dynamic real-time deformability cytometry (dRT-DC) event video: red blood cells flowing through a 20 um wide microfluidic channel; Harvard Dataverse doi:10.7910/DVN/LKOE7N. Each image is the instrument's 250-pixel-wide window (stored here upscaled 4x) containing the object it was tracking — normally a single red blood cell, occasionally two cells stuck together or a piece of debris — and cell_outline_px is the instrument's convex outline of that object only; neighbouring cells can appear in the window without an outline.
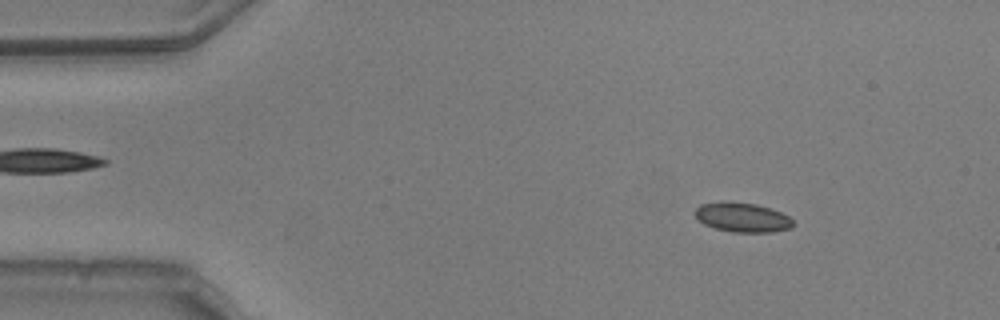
{"species": "common noctule bat (a hibernating species)", "species_latin": "Nyctalus noctula", "temperature_condition": "warm", "stored_images_in_passage": 53, "camera_frame_rate_fps": 3000, "um_per_image_px": 0.085, "animal": {"sex": "male", "body_mass_g": 20.5, "forearm_length_mm": 52.5}, "frame": {"image": 1, "passage_image": 7, "time_ms": 2.0, "image_size_px": [1000, 320], "cell_outline_px": [[796, 224], [792, 228], [772, 232], [732, 232], [716, 228], [704, 224], [692, 212], [700, 204], [720, 200], [724, 200], [756, 204], [780, 212], [788, 216]], "centroid_in_image_um": [63.08, 18.46], "position_along_channel_um": 21.9, "area_um2": 17.05}}
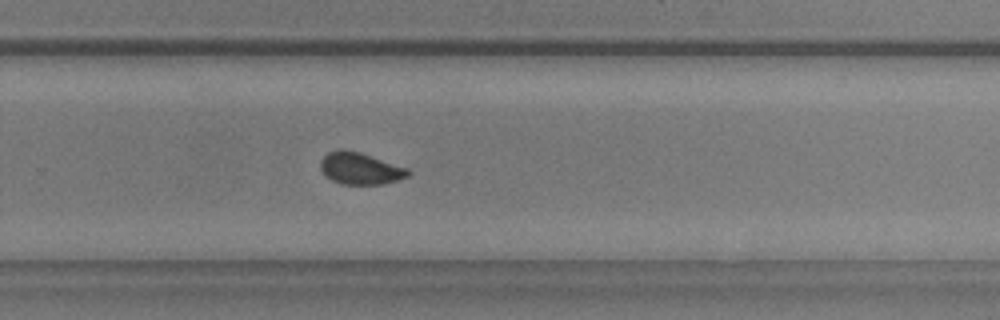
{"frame": {"image": 2, "passage_image": 35, "time_ms": 11.333, "image_size_px": [1000, 320], "cell_outline_px": [[412, 172], [408, 176], [384, 184], [340, 184], [332, 180], [320, 168], [320, 160], [328, 152], [340, 148], [344, 148], [360, 152], [408, 168]], "centroid_in_image_um": [30.62, 14.3], "position_along_channel_um": 299.2, "area_um2": 16.3}}
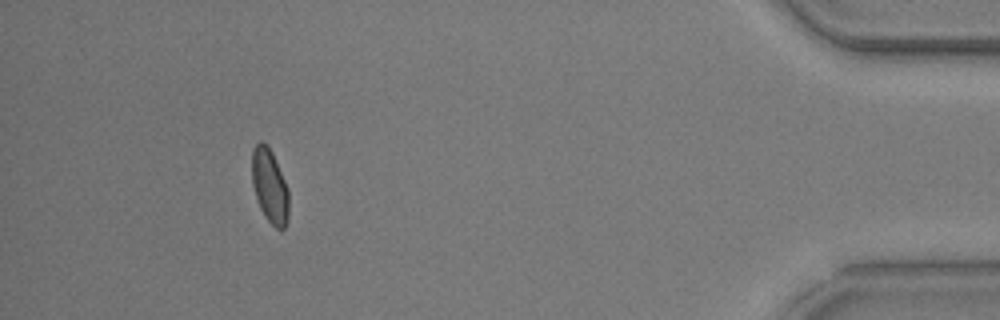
{"frame": {"image": 3, "passage_image": 49, "time_ms": 16.0, "image_size_px": [1000, 320], "cell_outline_px": [[288, 220], [284, 228], [276, 228], [264, 216], [260, 208], [252, 184], [252, 148], [260, 140], [264, 140], [268, 144], [272, 152], [288, 188]], "centroid_in_image_um": [22.91, 15.76], "position_along_channel_um": 412.3, "area_um2": 15.95}, "authors_computed_cell_mechanics": {"area_um2": 16.2996, "velocity_mm_per_s": 3.7729, "shape_relaxation_time_tau1_ms": 6.5488, "shape_relaxation_time_tau2_ms": 0.4601, "deformation_change_tau1": 0.0956, "deformation_change_tau2": 0.0432}}